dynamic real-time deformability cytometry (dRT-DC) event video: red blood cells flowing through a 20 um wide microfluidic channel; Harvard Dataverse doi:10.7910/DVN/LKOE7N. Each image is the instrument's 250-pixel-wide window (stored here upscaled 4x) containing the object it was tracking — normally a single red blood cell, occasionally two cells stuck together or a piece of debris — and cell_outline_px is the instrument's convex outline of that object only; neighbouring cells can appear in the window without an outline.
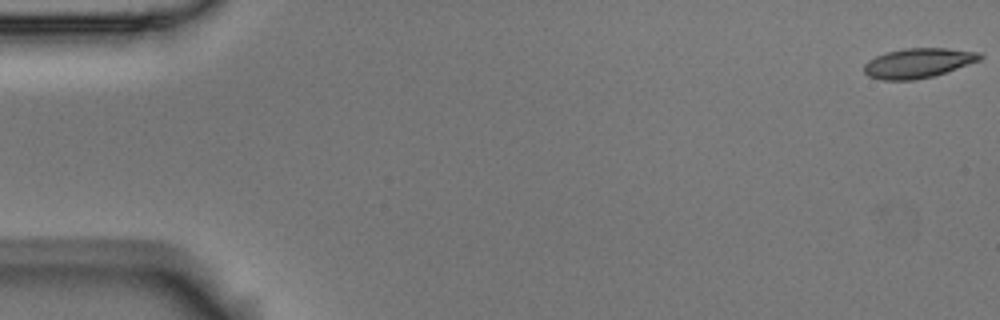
{"species": "Egyptian fruit bat (a non-hibernating species)", "species_latin": "Rousettus aegyptiacus", "temperature_condition": "room temperature", "stored_images_in_passage": 57, "camera_frame_rate_fps": 3000, "um_per_image_px": 0.085, "animal": {"sex": "male"}, "frame": {"image": 1, "passage_image": 1, "time_ms": 0.0, "image_size_px": [1000, 320], "cell_outline_px": [[984, 56], [980, 60], [932, 76], [912, 80], [884, 80], [868, 76], [864, 72], [864, 64], [868, 60], [884, 52], [904, 48], [948, 48], [980, 52]], "centroid_in_image_um": [78.02, 5.34], "position_along_channel_um": 7.0, "area_um2": 20.0}}
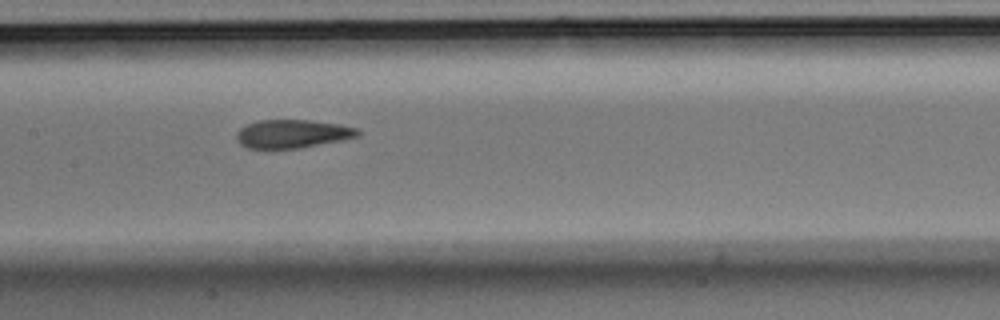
{"frame": {"image": 2, "passage_image": 28, "time_ms": 9.0, "image_size_px": [1000, 320], "cell_outline_px": [[360, 136], [300, 148], [248, 148], [240, 144], [236, 140], [236, 132], [240, 128], [248, 124], [260, 120], [308, 120], [336, 124], [360, 128]], "centroid_in_image_um": [24.85, 11.37], "position_along_channel_um": 182.6, "area_um2": 19.94}}
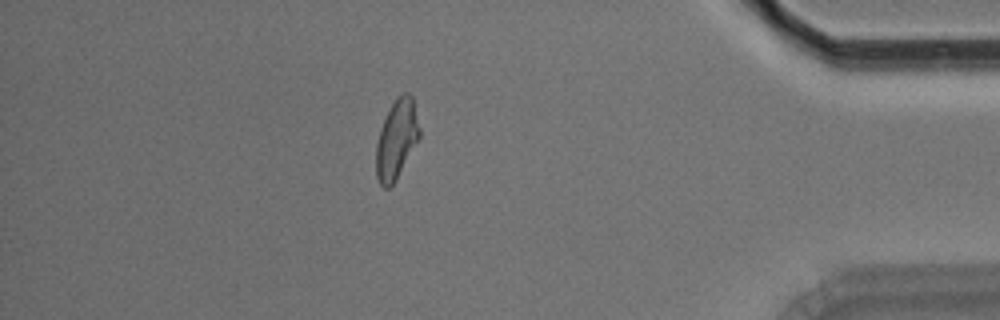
{"frame": {"image": 3, "passage_image": 50, "time_ms": 16.333, "image_size_px": [1000, 320], "cell_outline_px": [[420, 136], [396, 180], [388, 188], [384, 188], [380, 184], [376, 176], [376, 144], [380, 128], [396, 96], [400, 92], [408, 92], [412, 96], [420, 128]], "centroid_in_image_um": [33.7, 11.82], "position_along_channel_um": 401.5, "area_um2": 19.94}, "authors_computed_cell_mechanics": {"area_um2": 20.5768, "velocity_mm_per_s": 3.5331, "shape_relaxation_time_tau1_ms": 6.4272, "shape_relaxation_time_tau2_ms": 1.5929, "deformation_change_tau1": 0.187, "deformation_change_tau2": 0.0892}}